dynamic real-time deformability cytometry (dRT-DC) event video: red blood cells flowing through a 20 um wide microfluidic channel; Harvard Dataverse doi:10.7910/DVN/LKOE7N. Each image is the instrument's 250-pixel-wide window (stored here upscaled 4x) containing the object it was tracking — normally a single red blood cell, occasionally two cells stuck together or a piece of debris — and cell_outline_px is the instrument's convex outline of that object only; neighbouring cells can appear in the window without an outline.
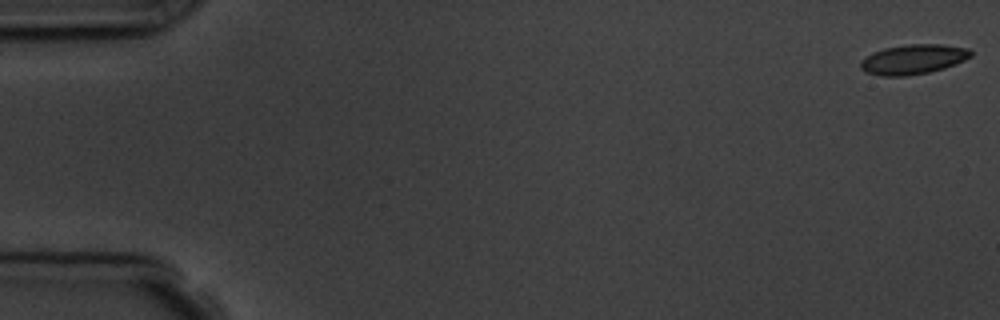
{"species": "common noctule bat (a hibernating species)", "species_latin": "Nyctalus noctula", "temperature_condition": "room temperature", "stored_images_in_passage": 5, "camera_frame_rate_fps": 3000, "um_per_image_px": 0.085, "animal": {"sex": "male", "body_mass_g": 19.5, "forearm_length_mm": 54.6}, "frame": {"image": 1, "passage_image": 1, "time_ms": 0.0, "image_size_px": [1000, 320], "cell_outline_px": [[972, 56], [956, 64], [944, 68], [928, 72], [908, 76], [880, 76], [864, 72], [860, 68], [860, 64], [872, 52], [884, 48], [908, 44], [940, 44], [968, 48], [972, 52]], "centroid_in_image_um": [77.63, 5.04], "position_along_channel_um": 7.4, "area_um2": 19.13}}
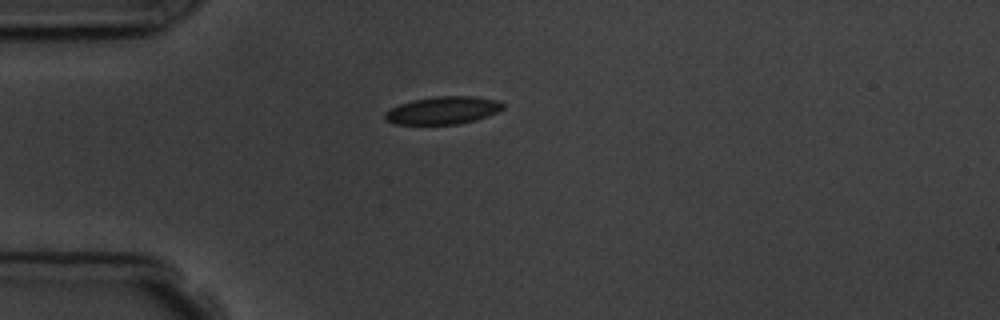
{"frame": {"image": 2, "passage_image": 5, "time_ms": 4.667, "image_size_px": [1000, 320], "cell_outline_px": [[504, 108], [488, 116], [456, 124], [396, 124], [384, 120], [384, 112], [400, 104], [412, 100], [436, 96], [476, 96], [496, 100], [504, 104]], "centroid_in_image_um": [37.63, 9.37], "position_along_channel_um": 47.4, "area_um2": 18.9}}